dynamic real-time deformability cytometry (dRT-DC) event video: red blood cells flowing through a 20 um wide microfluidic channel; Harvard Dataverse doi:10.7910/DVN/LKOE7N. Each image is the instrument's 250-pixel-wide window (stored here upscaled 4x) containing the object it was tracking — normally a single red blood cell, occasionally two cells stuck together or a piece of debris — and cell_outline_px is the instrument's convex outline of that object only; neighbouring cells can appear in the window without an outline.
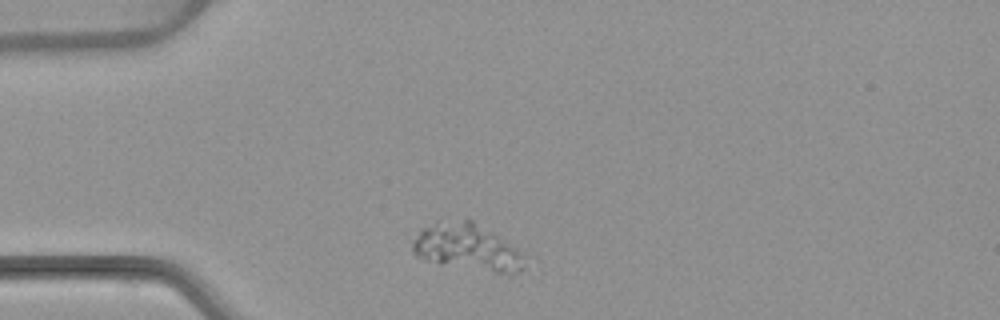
{"species": "common noctule bat (a hibernating species)", "species_latin": "Nyctalus noctula", "temperature_condition": "warm", "stored_images_in_passage": 3, "camera_frame_rate_fps": 3000, "um_per_image_px": 0.085, "animal": {"sex": "female", "body_mass_g": 22.7, "forearm_length_mm": 54.2}, "frame": {"image": 1, "passage_image": 1, "time_ms": 0.0, "image_size_px": [1000, 320], "cell_outline_px": [[524, 268], [512, 276], [440, 264], [424, 260], [416, 256], [412, 252], [412, 240], [420, 228], [464, 220], [472, 220], [516, 248], [520, 252]], "centroid_in_image_um": [39.69, 21.09], "position_along_channel_um": 45.3, "area_um2": 30.0}}
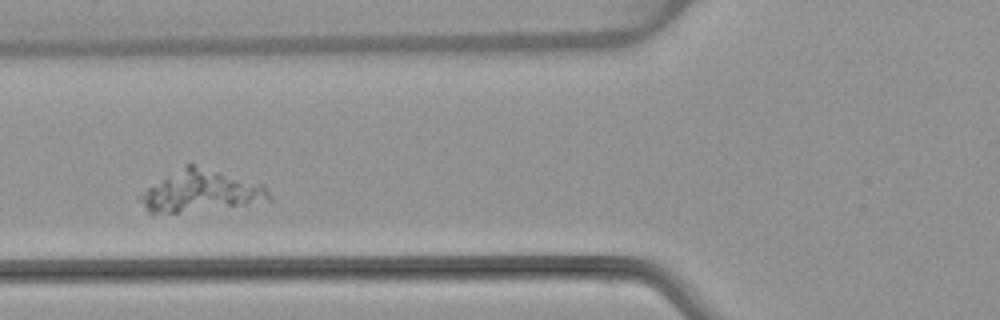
{"frame": {"image": 2, "passage_image": 3, "time_ms": 2.333, "image_size_px": [1000, 320], "cell_outline_px": [[272, 200], [244, 204], [176, 212], [148, 212], [136, 196], [148, 188], [188, 164], [192, 164], [264, 184], [272, 196]], "centroid_in_image_um": [17.1, 16.24], "position_along_channel_um": 108.7, "area_um2": 29.88}}